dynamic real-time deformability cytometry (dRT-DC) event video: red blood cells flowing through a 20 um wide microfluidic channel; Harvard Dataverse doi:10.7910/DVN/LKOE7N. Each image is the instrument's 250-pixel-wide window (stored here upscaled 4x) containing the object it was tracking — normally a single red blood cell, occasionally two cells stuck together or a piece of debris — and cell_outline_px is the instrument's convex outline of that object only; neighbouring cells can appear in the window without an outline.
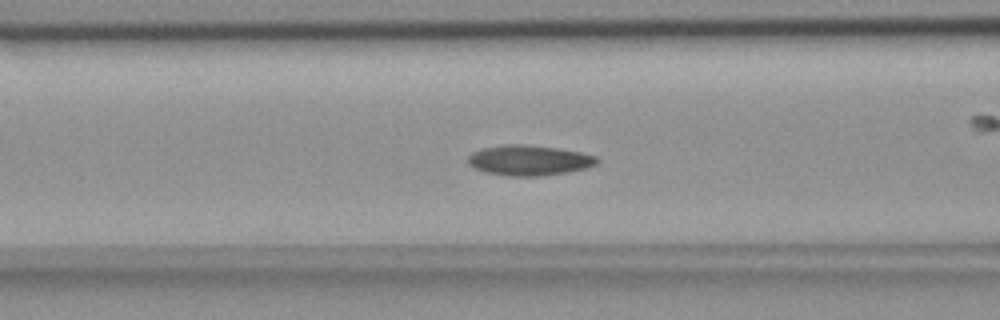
{"species": "common noctule bat (a hibernating species)", "species_latin": "Nyctalus noctula", "temperature_condition": "room temperature", "stored_images_in_passage": 55, "camera_frame_rate_fps": 3000, "um_per_image_px": 0.085, "animal": {"sex": "female", "body_mass_g": 18.4}, "frame": {"image": 1, "passage_image": 21, "time_ms": 6.667, "image_size_px": [1000, 320], "cell_outline_px": [[600, 160], [596, 164], [588, 168], [540, 176], [508, 176], [484, 172], [468, 164], [468, 156], [472, 152], [480, 148], [504, 144], [524, 144], [556, 148], [580, 152], [596, 156]], "centroid_in_image_um": [44.95, 13.62], "position_along_channel_um": 121.7, "area_um2": 22.83}}
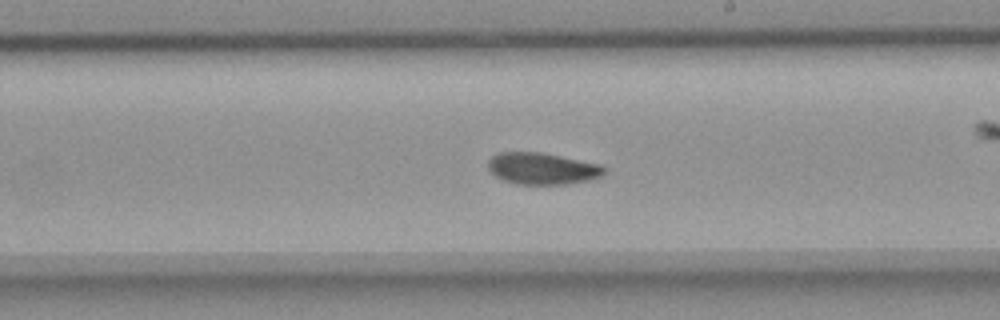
{"frame": {"image": 2, "passage_image": 31, "time_ms": 10.0, "image_size_px": [1000, 320], "cell_outline_px": [[608, 168], [600, 176], [592, 180], [568, 184], [516, 184], [504, 180], [496, 176], [488, 168], [488, 160], [492, 156], [500, 152], [540, 152], [604, 164]], "centroid_in_image_um": [46.15, 14.32], "position_along_channel_um": 242.8, "area_um2": 21.68}}
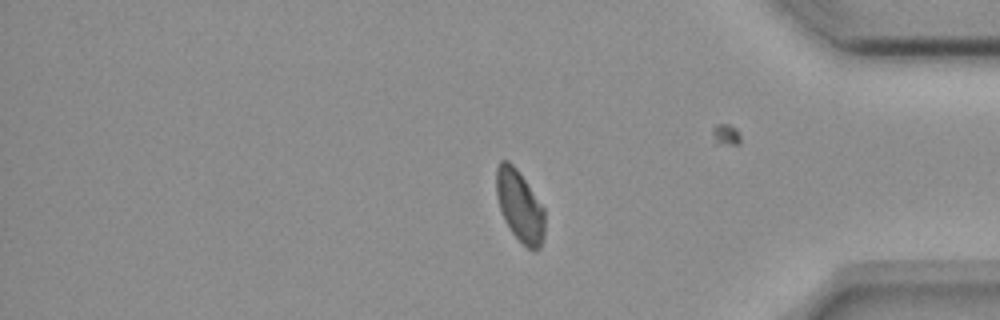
{"frame": {"image": 3, "passage_image": 45, "time_ms": 14.667, "image_size_px": [1000, 320], "cell_outline_px": [[544, 236], [540, 248], [536, 252], [532, 252], [512, 232], [504, 220], [496, 196], [496, 168], [500, 160], [508, 160], [516, 168], [544, 208]], "centroid_in_image_um": [44.17, 17.52], "position_along_channel_um": 391.0, "area_um2": 20.06}, "authors_computed_cell_mechanics": {"area_um2": 21.386, "velocity_mm_per_s": 3.6554, "shape_relaxation_time_tau1_ms": 6.0369, "shape_relaxation_time_tau2_ms": 3.0943, "deformation_change_tau1": 0.1304, "deformation_change_tau2": 0.0626}}